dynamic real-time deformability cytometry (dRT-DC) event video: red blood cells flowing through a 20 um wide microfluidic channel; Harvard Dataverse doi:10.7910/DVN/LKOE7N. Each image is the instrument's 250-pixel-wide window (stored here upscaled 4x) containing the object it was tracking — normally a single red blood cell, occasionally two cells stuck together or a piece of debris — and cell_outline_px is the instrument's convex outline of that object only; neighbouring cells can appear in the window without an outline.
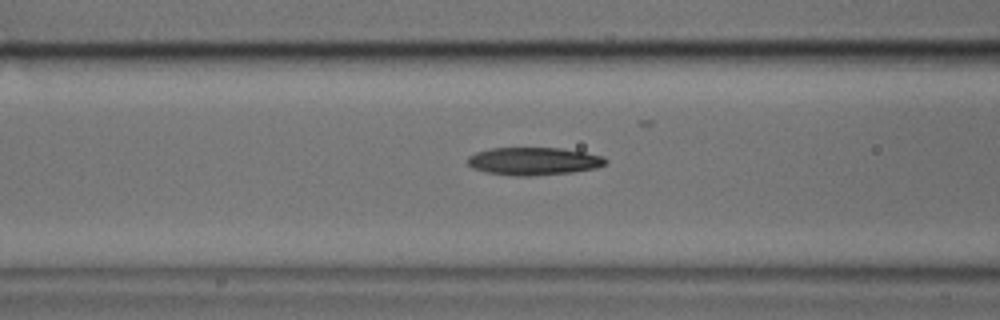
{"species": "common noctule bat (a hibernating species)", "species_latin": "Nyctalus noctula", "temperature_condition": "cold", "stored_images_in_passage": 39, "camera_frame_rate_fps": 3000, "um_per_image_px": 0.085, "animal": {"sex": "male", "body_mass_g": 17.9, "forearm_length_mm": 54.2}, "frame": {"image": 1, "passage_image": 9, "time_ms": 2.667, "image_size_px": [1000, 320], "cell_outline_px": [[608, 160], [604, 164], [596, 168], [572, 172], [532, 176], [512, 176], [484, 172], [472, 168], [468, 164], [468, 156], [476, 152], [492, 148], [564, 148], [604, 156]], "centroid_in_image_um": [45.35, 13.7], "position_along_channel_um": 121.2, "area_um2": 22.48}}
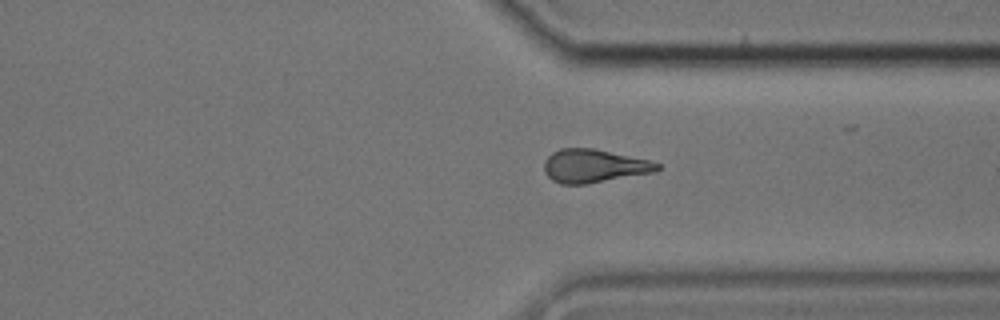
{"frame": {"image": 2, "passage_image": 27, "time_ms": 8.667, "image_size_px": [1000, 320], "cell_outline_px": [[660, 168], [656, 172], [588, 184], [560, 184], [552, 180], [544, 172], [544, 160], [552, 152], [560, 148], [592, 148], [652, 160], [660, 164]], "centroid_in_image_um": [50.5, 14.11], "position_along_channel_um": 360.9, "area_um2": 22.25}}
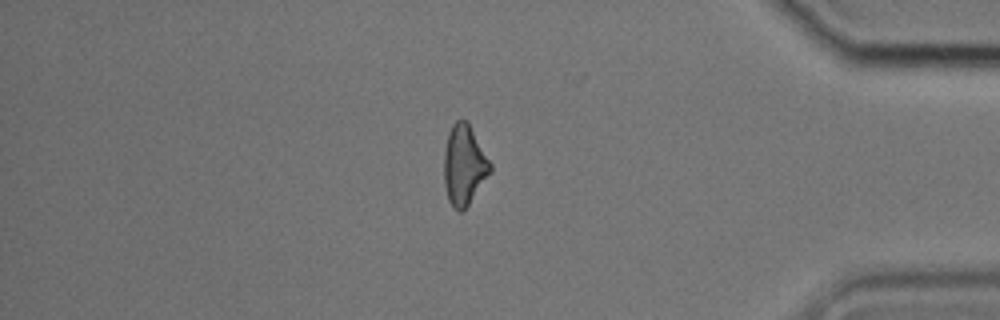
{"frame": {"image": 3, "passage_image": 32, "time_ms": 10.333, "image_size_px": [1000, 320], "cell_outline_px": [[492, 172], [468, 204], [460, 212], [456, 212], [452, 208], [448, 200], [444, 184], [444, 152], [448, 132], [452, 124], [456, 120], [468, 120], [492, 164]], "centroid_in_image_um": [39.45, 14.02], "position_along_channel_um": 395.7, "area_um2": 21.91}}